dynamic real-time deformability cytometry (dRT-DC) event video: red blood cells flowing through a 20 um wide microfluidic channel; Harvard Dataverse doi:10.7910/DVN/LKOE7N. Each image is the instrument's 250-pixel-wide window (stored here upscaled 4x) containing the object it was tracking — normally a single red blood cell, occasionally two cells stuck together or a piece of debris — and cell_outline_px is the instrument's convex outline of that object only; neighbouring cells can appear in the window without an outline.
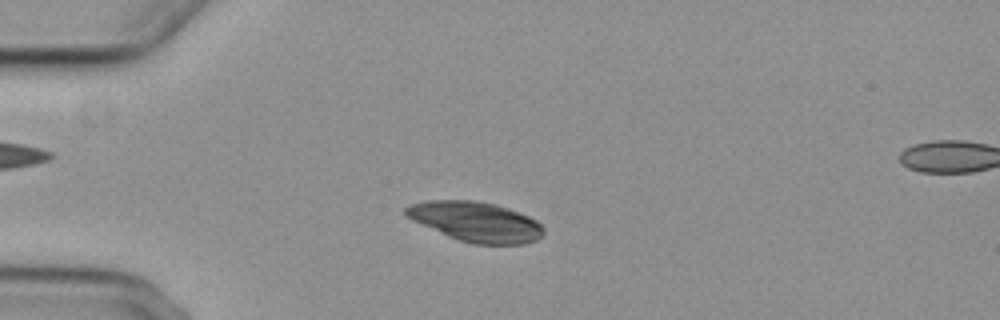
{"species": "common noctule bat (a hibernating species)", "species_latin": "Nyctalus noctula", "temperature_condition": "cold", "stored_images_in_passage": 5, "camera_frame_rate_fps": 3000, "um_per_image_px": 0.085, "animal": {"sex": "female", "body_mass_g": 29.2, "forearm_length_mm": 56.3}, "frame": {"image": 1, "passage_image": 2, "time_ms": 1.0, "image_size_px": [1000, 320], "cell_outline_px": [[544, 232], [536, 240], [524, 244], [472, 244], [448, 236], [412, 220], [404, 216], [404, 208], [408, 204], [428, 200], [476, 200], [496, 204], [508, 208], [528, 216], [536, 220], [544, 228]], "centroid_in_image_um": [40.41, 18.83], "position_along_channel_um": 44.6, "area_um2": 32.08}}